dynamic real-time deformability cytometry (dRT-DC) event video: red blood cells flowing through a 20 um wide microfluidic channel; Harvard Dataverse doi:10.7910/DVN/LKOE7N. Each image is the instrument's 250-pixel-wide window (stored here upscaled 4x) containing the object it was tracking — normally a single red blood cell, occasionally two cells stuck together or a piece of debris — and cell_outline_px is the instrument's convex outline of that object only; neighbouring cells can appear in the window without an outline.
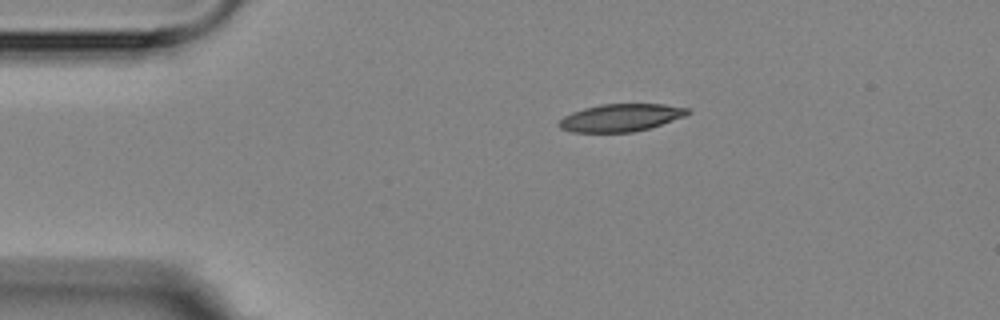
{"species": "Egyptian fruit bat (a non-hibernating species)", "species_latin": "Rousettus aegyptiacus", "temperature_condition": "room temperature", "stored_images_in_passage": 2, "camera_frame_rate_fps": 3000, "um_per_image_px": 0.085, "animal": {"sex": "female"}, "frame": {"image": 1, "passage_image": 1, "time_ms": 0.0, "image_size_px": [1000, 320], "cell_outline_px": [[692, 112], [684, 116], [648, 128], [632, 132], [572, 132], [560, 128], [556, 124], [564, 116], [572, 112], [584, 108], [600, 104], [664, 104], [688, 108]], "centroid_in_image_um": [52.73, 9.99], "position_along_channel_um": 32.3, "area_um2": 20.52}}